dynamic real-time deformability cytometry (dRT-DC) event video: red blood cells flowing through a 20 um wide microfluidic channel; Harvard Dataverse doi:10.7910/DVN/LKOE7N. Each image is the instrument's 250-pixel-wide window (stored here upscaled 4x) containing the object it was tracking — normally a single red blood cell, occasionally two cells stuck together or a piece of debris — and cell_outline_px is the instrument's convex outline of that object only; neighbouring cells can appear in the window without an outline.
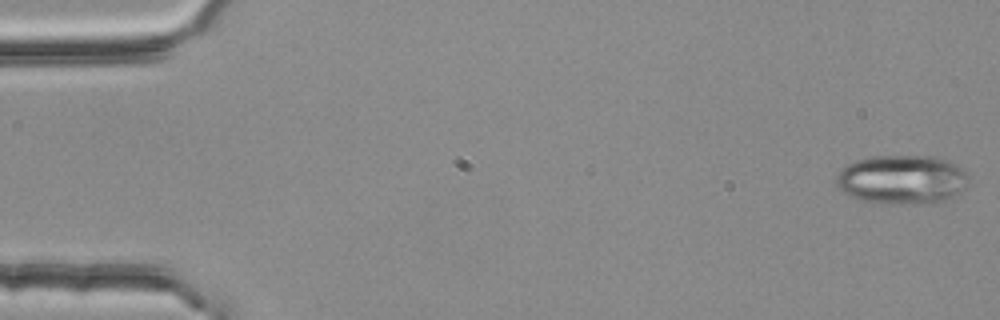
{"species": "common noctule bat (a hibernating species)", "species_latin": "Nyctalus noctula", "temperature_condition": "room temperature", "stored_images_in_passage": 4, "camera_frame_rate_fps": 3000, "um_per_image_px": 0.085, "animal": {"sex": "female", "body_mass_g": 25.1}, "frame": {"image": 1, "passage_image": 1, "time_ms": 0.0, "image_size_px": [1000, 320], "cell_outline_px": [[968, 180], [964, 188], [960, 192], [936, 204], [884, 204], [860, 200], [844, 192], [836, 184], [836, 176], [848, 164], [856, 160], [872, 156], [936, 156], [948, 160], [956, 164], [968, 172]], "centroid_in_image_um": [76.71, 15.27], "position_along_channel_um": 8.3, "area_um2": 38.21}}